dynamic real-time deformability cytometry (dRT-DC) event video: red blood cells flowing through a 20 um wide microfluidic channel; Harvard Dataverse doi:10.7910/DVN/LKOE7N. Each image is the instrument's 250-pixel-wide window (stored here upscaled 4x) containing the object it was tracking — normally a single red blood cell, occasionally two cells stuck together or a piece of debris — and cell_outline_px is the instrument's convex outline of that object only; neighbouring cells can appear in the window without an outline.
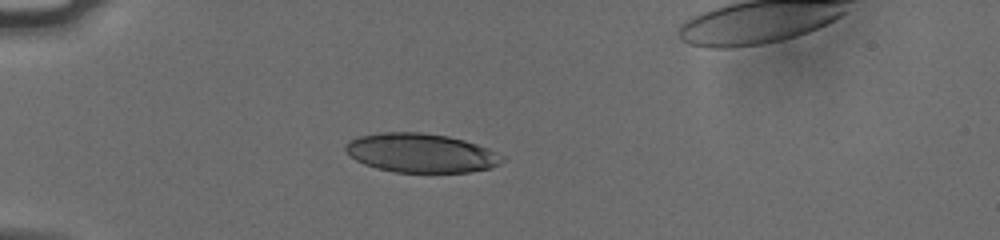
{"species": "human", "species_latin": "Homo sapiens", "temperature_condition": "cold", "stored_images_in_passage": 6, "camera_frame_rate_fps": 3000, "um_per_image_px": 0.085, "donor": {"sex": "male"}, "frame": {"image": 1, "passage_image": 4, "time_ms": 1.0, "image_size_px": [1000, 240], "cell_outline_px": [[504, 160], [500, 164], [492, 168], [472, 172], [396, 172], [376, 168], [364, 164], [356, 160], [344, 148], [352, 140], [360, 136], [380, 132], [420, 132], [448, 136], [464, 140], [488, 148], [504, 156]], "centroid_in_image_um": [35.84, 13.01], "position_along_channel_um": 49.2, "area_um2": 35.55}}
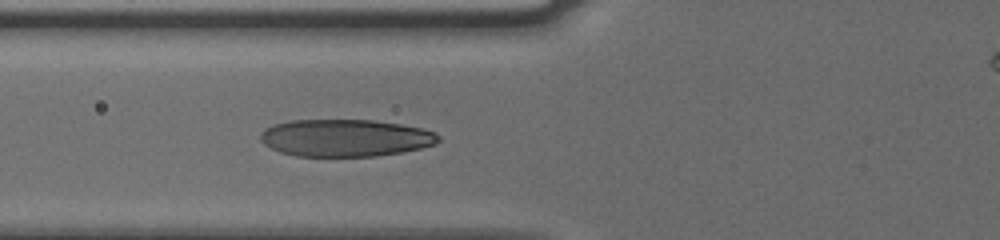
{"frame": {"image": 2, "passage_image": 6, "time_ms": 1.667, "image_size_px": [1000, 240], "cell_outline_px": [[440, 140], [436, 144], [420, 148], [400, 152], [372, 156], [296, 156], [280, 152], [264, 144], [260, 140], [260, 136], [264, 128], [272, 124], [292, 120], [372, 120], [400, 124], [420, 128], [436, 132], [440, 136]], "centroid_in_image_um": [29.34, 11.71], "position_along_channel_um": 96.5, "area_um2": 38.61}}